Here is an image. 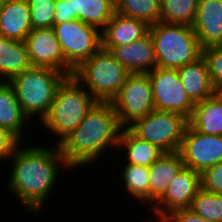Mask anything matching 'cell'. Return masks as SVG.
I'll return each mask as SVG.
<instances>
[{
	"instance_id": "1",
	"label": "cell",
	"mask_w": 222,
	"mask_h": 222,
	"mask_svg": "<svg viewBox=\"0 0 222 222\" xmlns=\"http://www.w3.org/2000/svg\"><path fill=\"white\" fill-rule=\"evenodd\" d=\"M22 145L23 142L8 159L12 163V169L6 188L33 216L42 211L46 200L48 202L59 181L61 170L71 169L57 144L52 147L45 144Z\"/></svg>"
},
{
	"instance_id": "2",
	"label": "cell",
	"mask_w": 222,
	"mask_h": 222,
	"mask_svg": "<svg viewBox=\"0 0 222 222\" xmlns=\"http://www.w3.org/2000/svg\"><path fill=\"white\" fill-rule=\"evenodd\" d=\"M120 126L110 102H97L83 121L58 145L70 169L97 164L113 148L118 151ZM112 147V148H111Z\"/></svg>"
},
{
	"instance_id": "3",
	"label": "cell",
	"mask_w": 222,
	"mask_h": 222,
	"mask_svg": "<svg viewBox=\"0 0 222 222\" xmlns=\"http://www.w3.org/2000/svg\"><path fill=\"white\" fill-rule=\"evenodd\" d=\"M97 101L73 77H67L58 87L49 113L40 126L55 135L53 142L59 145L69 133L78 127ZM58 137V139H56Z\"/></svg>"
},
{
	"instance_id": "4",
	"label": "cell",
	"mask_w": 222,
	"mask_h": 222,
	"mask_svg": "<svg viewBox=\"0 0 222 222\" xmlns=\"http://www.w3.org/2000/svg\"><path fill=\"white\" fill-rule=\"evenodd\" d=\"M68 76L59 70L30 66L9 81L23 112L31 120L41 122L49 113L56 92Z\"/></svg>"
},
{
	"instance_id": "5",
	"label": "cell",
	"mask_w": 222,
	"mask_h": 222,
	"mask_svg": "<svg viewBox=\"0 0 222 222\" xmlns=\"http://www.w3.org/2000/svg\"><path fill=\"white\" fill-rule=\"evenodd\" d=\"M127 69L102 47L73 72V77L97 102H111L125 86Z\"/></svg>"
},
{
	"instance_id": "6",
	"label": "cell",
	"mask_w": 222,
	"mask_h": 222,
	"mask_svg": "<svg viewBox=\"0 0 222 222\" xmlns=\"http://www.w3.org/2000/svg\"><path fill=\"white\" fill-rule=\"evenodd\" d=\"M156 67L178 69L201 56L197 37L191 26L158 21L149 26Z\"/></svg>"
},
{
	"instance_id": "7",
	"label": "cell",
	"mask_w": 222,
	"mask_h": 222,
	"mask_svg": "<svg viewBox=\"0 0 222 222\" xmlns=\"http://www.w3.org/2000/svg\"><path fill=\"white\" fill-rule=\"evenodd\" d=\"M188 119L175 112L153 110L127 128L163 152L179 151Z\"/></svg>"
},
{
	"instance_id": "8",
	"label": "cell",
	"mask_w": 222,
	"mask_h": 222,
	"mask_svg": "<svg viewBox=\"0 0 222 222\" xmlns=\"http://www.w3.org/2000/svg\"><path fill=\"white\" fill-rule=\"evenodd\" d=\"M66 63L75 70L102 47L101 31L79 19L52 27Z\"/></svg>"
},
{
	"instance_id": "9",
	"label": "cell",
	"mask_w": 222,
	"mask_h": 222,
	"mask_svg": "<svg viewBox=\"0 0 222 222\" xmlns=\"http://www.w3.org/2000/svg\"><path fill=\"white\" fill-rule=\"evenodd\" d=\"M122 128L155 110L148 73L129 74L125 86L110 102Z\"/></svg>"
},
{
	"instance_id": "10",
	"label": "cell",
	"mask_w": 222,
	"mask_h": 222,
	"mask_svg": "<svg viewBox=\"0 0 222 222\" xmlns=\"http://www.w3.org/2000/svg\"><path fill=\"white\" fill-rule=\"evenodd\" d=\"M148 75L155 110L175 112L189 120L195 103L185 92L177 69L155 67Z\"/></svg>"
},
{
	"instance_id": "11",
	"label": "cell",
	"mask_w": 222,
	"mask_h": 222,
	"mask_svg": "<svg viewBox=\"0 0 222 222\" xmlns=\"http://www.w3.org/2000/svg\"><path fill=\"white\" fill-rule=\"evenodd\" d=\"M178 152L186 167L202 173L222 162V135L200 133L188 123Z\"/></svg>"
},
{
	"instance_id": "12",
	"label": "cell",
	"mask_w": 222,
	"mask_h": 222,
	"mask_svg": "<svg viewBox=\"0 0 222 222\" xmlns=\"http://www.w3.org/2000/svg\"><path fill=\"white\" fill-rule=\"evenodd\" d=\"M31 66L59 70L68 77L74 70L66 63L53 28L32 29L24 40Z\"/></svg>"
},
{
	"instance_id": "13",
	"label": "cell",
	"mask_w": 222,
	"mask_h": 222,
	"mask_svg": "<svg viewBox=\"0 0 222 222\" xmlns=\"http://www.w3.org/2000/svg\"><path fill=\"white\" fill-rule=\"evenodd\" d=\"M200 188L201 173L184 166L170 183L163 197L149 209H154V217L165 218L173 211L190 208Z\"/></svg>"
},
{
	"instance_id": "14",
	"label": "cell",
	"mask_w": 222,
	"mask_h": 222,
	"mask_svg": "<svg viewBox=\"0 0 222 222\" xmlns=\"http://www.w3.org/2000/svg\"><path fill=\"white\" fill-rule=\"evenodd\" d=\"M102 48L108 50L130 74L148 73L156 67L154 45L149 32L130 44Z\"/></svg>"
},
{
	"instance_id": "15",
	"label": "cell",
	"mask_w": 222,
	"mask_h": 222,
	"mask_svg": "<svg viewBox=\"0 0 222 222\" xmlns=\"http://www.w3.org/2000/svg\"><path fill=\"white\" fill-rule=\"evenodd\" d=\"M192 28L201 48L222 45V0H198Z\"/></svg>"
},
{
	"instance_id": "16",
	"label": "cell",
	"mask_w": 222,
	"mask_h": 222,
	"mask_svg": "<svg viewBox=\"0 0 222 222\" xmlns=\"http://www.w3.org/2000/svg\"><path fill=\"white\" fill-rule=\"evenodd\" d=\"M184 166L178 151L164 152L149 166L148 206L150 208L163 197L170 183Z\"/></svg>"
},
{
	"instance_id": "17",
	"label": "cell",
	"mask_w": 222,
	"mask_h": 222,
	"mask_svg": "<svg viewBox=\"0 0 222 222\" xmlns=\"http://www.w3.org/2000/svg\"><path fill=\"white\" fill-rule=\"evenodd\" d=\"M30 9L27 0H15L0 5V35L24 41L30 31Z\"/></svg>"
},
{
	"instance_id": "18",
	"label": "cell",
	"mask_w": 222,
	"mask_h": 222,
	"mask_svg": "<svg viewBox=\"0 0 222 222\" xmlns=\"http://www.w3.org/2000/svg\"><path fill=\"white\" fill-rule=\"evenodd\" d=\"M177 72L185 92L194 103L206 100L217 92L211 84L207 65L202 56L181 66Z\"/></svg>"
},
{
	"instance_id": "19",
	"label": "cell",
	"mask_w": 222,
	"mask_h": 222,
	"mask_svg": "<svg viewBox=\"0 0 222 222\" xmlns=\"http://www.w3.org/2000/svg\"><path fill=\"white\" fill-rule=\"evenodd\" d=\"M149 25L142 20L114 13L111 20L101 31L102 46H121L130 44L145 36Z\"/></svg>"
},
{
	"instance_id": "20",
	"label": "cell",
	"mask_w": 222,
	"mask_h": 222,
	"mask_svg": "<svg viewBox=\"0 0 222 222\" xmlns=\"http://www.w3.org/2000/svg\"><path fill=\"white\" fill-rule=\"evenodd\" d=\"M29 117L23 112L14 88L9 82H0V127L14 134L21 142L25 141ZM25 136V138H24Z\"/></svg>"
},
{
	"instance_id": "21",
	"label": "cell",
	"mask_w": 222,
	"mask_h": 222,
	"mask_svg": "<svg viewBox=\"0 0 222 222\" xmlns=\"http://www.w3.org/2000/svg\"><path fill=\"white\" fill-rule=\"evenodd\" d=\"M120 149V151H119ZM122 150V151H121ZM118 151L123 162L139 166H151L164 152L157 146L141 140L128 128H122L119 135Z\"/></svg>"
},
{
	"instance_id": "22",
	"label": "cell",
	"mask_w": 222,
	"mask_h": 222,
	"mask_svg": "<svg viewBox=\"0 0 222 222\" xmlns=\"http://www.w3.org/2000/svg\"><path fill=\"white\" fill-rule=\"evenodd\" d=\"M30 66L25 42L0 35V82H9Z\"/></svg>"
},
{
	"instance_id": "23",
	"label": "cell",
	"mask_w": 222,
	"mask_h": 222,
	"mask_svg": "<svg viewBox=\"0 0 222 222\" xmlns=\"http://www.w3.org/2000/svg\"><path fill=\"white\" fill-rule=\"evenodd\" d=\"M188 123L200 133L222 135V97L216 92L210 98L195 103Z\"/></svg>"
},
{
	"instance_id": "24",
	"label": "cell",
	"mask_w": 222,
	"mask_h": 222,
	"mask_svg": "<svg viewBox=\"0 0 222 222\" xmlns=\"http://www.w3.org/2000/svg\"><path fill=\"white\" fill-rule=\"evenodd\" d=\"M115 13V0H73V20L102 31Z\"/></svg>"
},
{
	"instance_id": "25",
	"label": "cell",
	"mask_w": 222,
	"mask_h": 222,
	"mask_svg": "<svg viewBox=\"0 0 222 222\" xmlns=\"http://www.w3.org/2000/svg\"><path fill=\"white\" fill-rule=\"evenodd\" d=\"M125 166L121 169L119 182L122 183L125 192H127L132 200L136 202L148 204L149 189V167L123 163Z\"/></svg>"
},
{
	"instance_id": "26",
	"label": "cell",
	"mask_w": 222,
	"mask_h": 222,
	"mask_svg": "<svg viewBox=\"0 0 222 222\" xmlns=\"http://www.w3.org/2000/svg\"><path fill=\"white\" fill-rule=\"evenodd\" d=\"M159 21L167 24L193 26L198 0H160Z\"/></svg>"
},
{
	"instance_id": "27",
	"label": "cell",
	"mask_w": 222,
	"mask_h": 222,
	"mask_svg": "<svg viewBox=\"0 0 222 222\" xmlns=\"http://www.w3.org/2000/svg\"><path fill=\"white\" fill-rule=\"evenodd\" d=\"M115 12L119 15L156 24L161 15L160 0H115Z\"/></svg>"
},
{
	"instance_id": "28",
	"label": "cell",
	"mask_w": 222,
	"mask_h": 222,
	"mask_svg": "<svg viewBox=\"0 0 222 222\" xmlns=\"http://www.w3.org/2000/svg\"><path fill=\"white\" fill-rule=\"evenodd\" d=\"M190 209L205 220L222 222V194H214L201 187Z\"/></svg>"
},
{
	"instance_id": "29",
	"label": "cell",
	"mask_w": 222,
	"mask_h": 222,
	"mask_svg": "<svg viewBox=\"0 0 222 222\" xmlns=\"http://www.w3.org/2000/svg\"><path fill=\"white\" fill-rule=\"evenodd\" d=\"M32 29L52 28L55 24V0H27Z\"/></svg>"
},
{
	"instance_id": "30",
	"label": "cell",
	"mask_w": 222,
	"mask_h": 222,
	"mask_svg": "<svg viewBox=\"0 0 222 222\" xmlns=\"http://www.w3.org/2000/svg\"><path fill=\"white\" fill-rule=\"evenodd\" d=\"M201 56L206 62L211 84L216 90L222 88V45L202 48Z\"/></svg>"
},
{
	"instance_id": "31",
	"label": "cell",
	"mask_w": 222,
	"mask_h": 222,
	"mask_svg": "<svg viewBox=\"0 0 222 222\" xmlns=\"http://www.w3.org/2000/svg\"><path fill=\"white\" fill-rule=\"evenodd\" d=\"M201 187L214 194H222V162L201 173Z\"/></svg>"
},
{
	"instance_id": "32",
	"label": "cell",
	"mask_w": 222,
	"mask_h": 222,
	"mask_svg": "<svg viewBox=\"0 0 222 222\" xmlns=\"http://www.w3.org/2000/svg\"><path fill=\"white\" fill-rule=\"evenodd\" d=\"M20 143L14 134L0 127V163H7Z\"/></svg>"
},
{
	"instance_id": "33",
	"label": "cell",
	"mask_w": 222,
	"mask_h": 222,
	"mask_svg": "<svg viewBox=\"0 0 222 222\" xmlns=\"http://www.w3.org/2000/svg\"><path fill=\"white\" fill-rule=\"evenodd\" d=\"M55 24L73 20V0H55Z\"/></svg>"
},
{
	"instance_id": "34",
	"label": "cell",
	"mask_w": 222,
	"mask_h": 222,
	"mask_svg": "<svg viewBox=\"0 0 222 222\" xmlns=\"http://www.w3.org/2000/svg\"><path fill=\"white\" fill-rule=\"evenodd\" d=\"M165 219L168 222H210L194 213L190 208L173 211Z\"/></svg>"
},
{
	"instance_id": "35",
	"label": "cell",
	"mask_w": 222,
	"mask_h": 222,
	"mask_svg": "<svg viewBox=\"0 0 222 222\" xmlns=\"http://www.w3.org/2000/svg\"><path fill=\"white\" fill-rule=\"evenodd\" d=\"M145 222H168L165 218H158V217H155L153 218V220L151 219H148L147 221Z\"/></svg>"
},
{
	"instance_id": "36",
	"label": "cell",
	"mask_w": 222,
	"mask_h": 222,
	"mask_svg": "<svg viewBox=\"0 0 222 222\" xmlns=\"http://www.w3.org/2000/svg\"><path fill=\"white\" fill-rule=\"evenodd\" d=\"M10 1H15V0H0V5L4 4V3H7V2H10Z\"/></svg>"
},
{
	"instance_id": "37",
	"label": "cell",
	"mask_w": 222,
	"mask_h": 222,
	"mask_svg": "<svg viewBox=\"0 0 222 222\" xmlns=\"http://www.w3.org/2000/svg\"><path fill=\"white\" fill-rule=\"evenodd\" d=\"M217 93L222 97V88L218 89Z\"/></svg>"
}]
</instances>
